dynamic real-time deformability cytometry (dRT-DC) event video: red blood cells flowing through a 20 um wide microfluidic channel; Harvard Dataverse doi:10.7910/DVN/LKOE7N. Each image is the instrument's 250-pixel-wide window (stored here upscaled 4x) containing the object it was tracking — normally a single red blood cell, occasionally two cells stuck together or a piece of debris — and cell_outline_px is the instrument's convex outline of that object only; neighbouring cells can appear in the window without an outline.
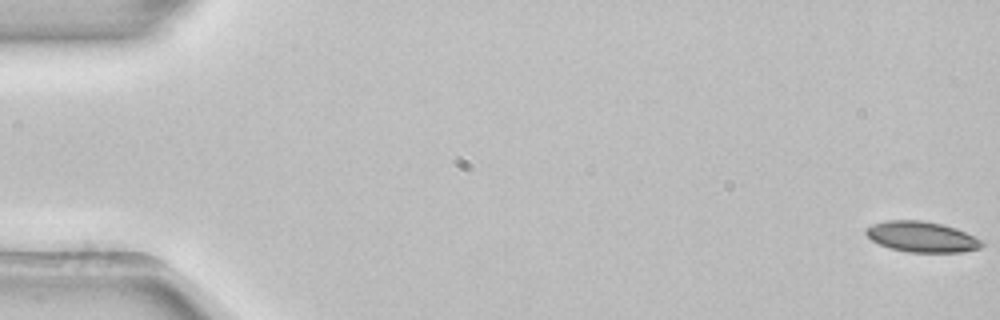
{"species": "common noctule bat (a hibernating species)", "species_latin": "Nyctalus noctula", "temperature_condition": "room temperature", "stored_images_in_passage": 53, "camera_frame_rate_fps": 3000, "um_per_image_px": 0.085, "animal": {"sex": "female", "body_mass_g": 22.7, "forearm_length_mm": 54.2}, "frame": {"image": 1, "passage_image": 1, "time_ms": 0.0, "image_size_px": [1000, 320], "cell_outline_px": [[984, 244], [980, 248], [960, 252], [908, 252], [892, 248], [880, 244], [872, 240], [864, 232], [864, 228], [872, 224], [888, 220], [924, 220], [956, 228], [984, 240]], "centroid_in_image_um": [78.36, 20.12], "position_along_channel_um": 6.6, "area_um2": 20.69}}
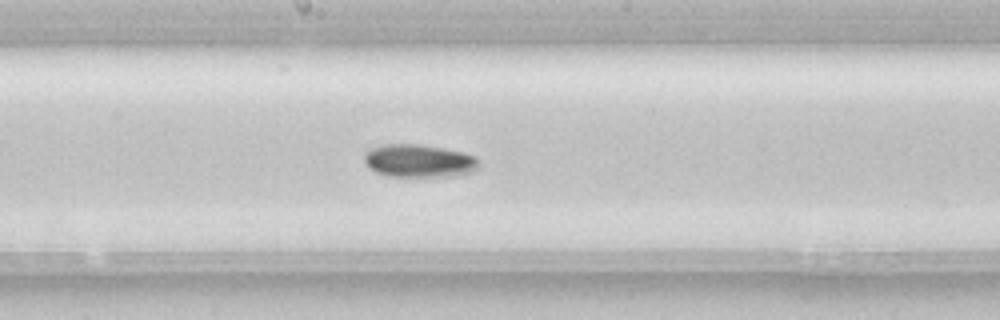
{"frame": {"image": 2, "passage_image": 29, "time_ms": 9.333, "image_size_px": [1000, 320], "cell_outline_px": [[480, 164], [472, 172], [456, 176], [388, 176], [376, 172], [368, 168], [364, 160], [364, 152], [380, 144], [416, 144], [440, 148], [460, 152], [476, 156]], "centroid_in_image_um": [35.58, 13.68], "position_along_channel_um": 212.6, "area_um2": 21.96}}
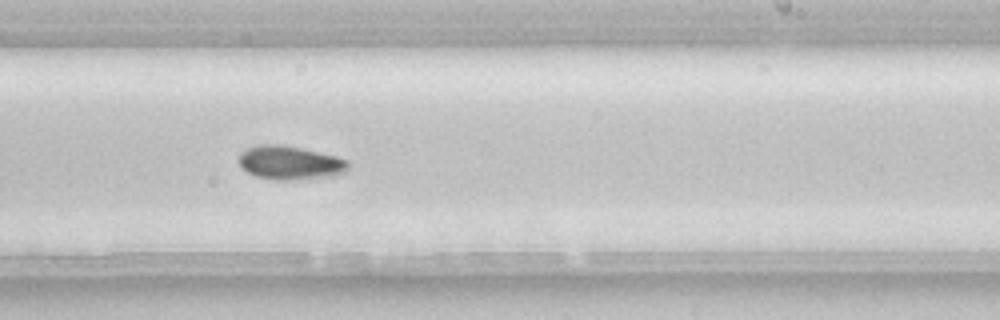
{"frame": {"image": 3, "passage_image": 33, "time_ms": 10.667, "image_size_px": [1000, 320], "cell_outline_px": [[348, 168], [344, 172], [328, 176], [292, 180], [276, 180], [256, 176], [240, 168], [236, 160], [240, 152], [256, 144], [280, 144], [300, 148], [336, 156], [348, 160]], "centroid_in_image_um": [24.56, 13.82], "position_along_channel_um": 264.4, "area_um2": 21.56}, "authors_computed_cell_mechanics": {"area_um2": 21.2126, "velocity_mm_per_s": 3.9152, "shape_relaxation_time_tau1_ms": 5.2442, "shape_relaxation_time_tau2_ms": null, "deformation_change_tau1": 0.1097, "deformation_change_tau2": null}}